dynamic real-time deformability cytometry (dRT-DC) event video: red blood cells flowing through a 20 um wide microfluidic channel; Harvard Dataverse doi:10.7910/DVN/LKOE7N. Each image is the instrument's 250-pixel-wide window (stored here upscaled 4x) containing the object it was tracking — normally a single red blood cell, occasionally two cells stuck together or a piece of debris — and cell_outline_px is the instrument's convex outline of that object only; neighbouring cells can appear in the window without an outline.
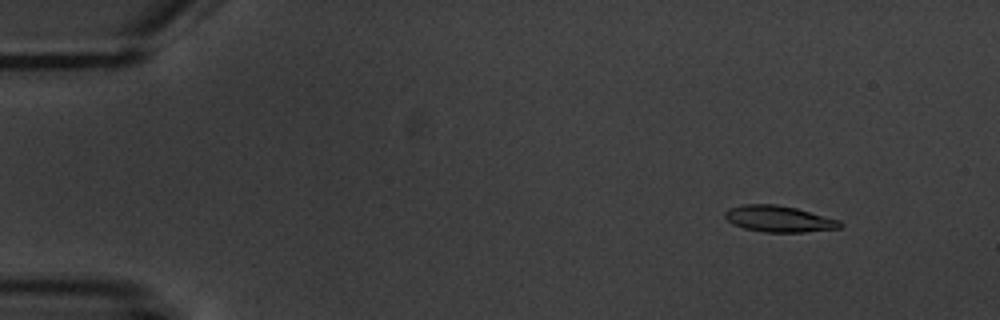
{"species": "common noctule bat (a hibernating species)", "species_latin": "Nyctalus noctula", "temperature_condition": "warm", "stored_images_in_passage": 6, "camera_frame_rate_fps": 3000, "um_per_image_px": 0.085, "animal": {"sex": "male", "body_mass_g": 20.1, "forearm_length_mm": 53.5}, "frame": {"image": 1, "passage_image": 3, "time_ms": 2.0, "image_size_px": [1000, 320], "cell_outline_px": [[844, 224], [840, 228], [804, 232], [764, 232], [744, 228], [732, 224], [724, 216], [724, 212], [728, 208], [740, 204], [776, 204], [796, 208], [840, 220]], "centroid_in_image_um": [66.19, 18.6], "position_along_channel_um": 18.8, "area_um2": 17.74}}
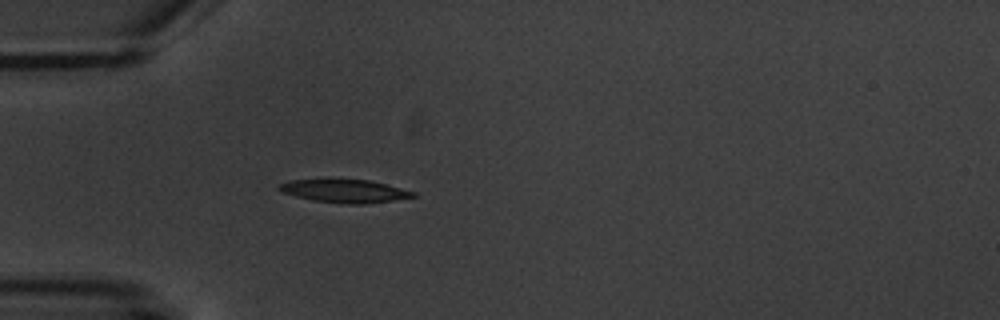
{"frame": {"image": 2, "passage_image": 6, "time_ms": 5.667, "image_size_px": [1000, 320], "cell_outline_px": [[416, 196], [392, 200], [364, 204], [344, 204], [312, 200], [296, 196], [284, 192], [276, 188], [280, 184], [288, 180], [328, 176], [368, 180], [416, 192]], "centroid_in_image_um": [29.19, 16.18], "position_along_channel_um": 55.8, "area_um2": 18.79}}